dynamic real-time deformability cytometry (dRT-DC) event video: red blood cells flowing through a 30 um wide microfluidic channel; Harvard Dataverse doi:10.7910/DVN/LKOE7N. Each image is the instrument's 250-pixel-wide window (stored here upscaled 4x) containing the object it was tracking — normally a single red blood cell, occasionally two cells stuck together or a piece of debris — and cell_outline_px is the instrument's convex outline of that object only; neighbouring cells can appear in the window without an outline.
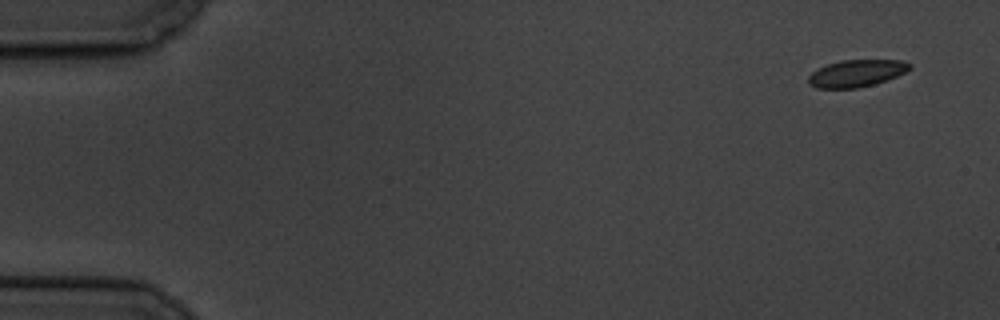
{"species": "common noctule bat (a hibernating species)", "species_latin": "Nyctalus noctula", "temperature_condition": "cold", "stored_images_in_passage": 5, "camera_frame_rate_fps": 3000, "um_per_image_px": 0.085, "animal": {"sex": "male", "body_mass_g": 19.5, "forearm_length_mm": 54.6}, "frame": {"image": 1, "passage_image": 1, "time_ms": 0.0, "image_size_px": [1000, 320], "cell_outline_px": [[912, 68], [896, 76], [872, 84], [856, 88], [816, 88], [808, 84], [808, 76], [812, 72], [828, 64], [840, 60], [904, 60], [912, 64]], "centroid_in_image_um": [72.79, 6.22], "position_along_channel_um": 12.2, "area_um2": 15.84}}
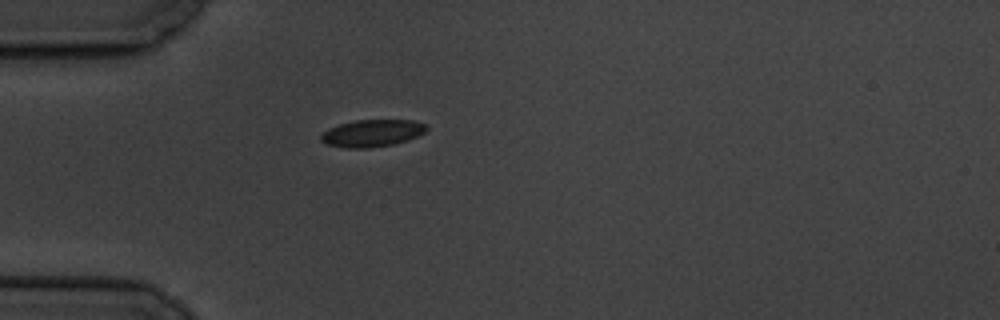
{"frame": {"image": 2, "passage_image": 5, "time_ms": 4.667, "image_size_px": [1000, 320], "cell_outline_px": [[428, 128], [424, 132], [408, 140], [392, 144], [368, 148], [348, 148], [324, 144], [320, 140], [320, 136], [328, 128], [340, 124], [356, 120], [412, 120], [424, 124]], "centroid_in_image_um": [31.59, 11.32], "position_along_channel_um": 53.4, "area_um2": 16.59}}